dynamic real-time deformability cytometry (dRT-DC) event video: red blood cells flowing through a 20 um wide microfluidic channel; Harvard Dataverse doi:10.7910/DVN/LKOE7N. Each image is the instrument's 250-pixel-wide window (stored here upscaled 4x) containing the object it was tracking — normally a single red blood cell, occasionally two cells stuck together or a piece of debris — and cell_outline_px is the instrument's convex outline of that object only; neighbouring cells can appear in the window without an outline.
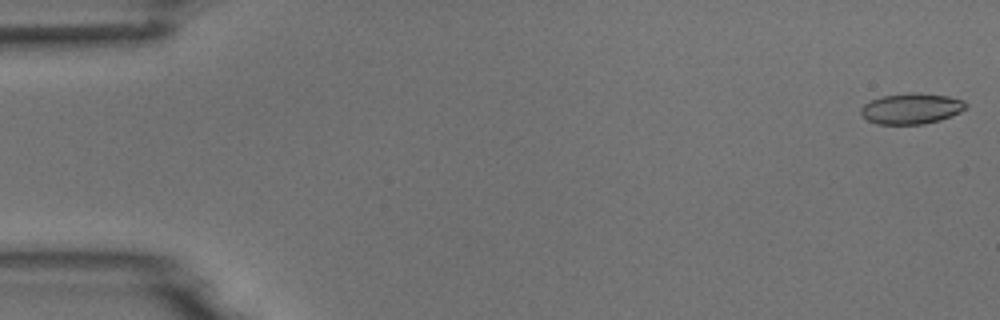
{"species": "common noctule bat (a hibernating species)", "species_latin": "Nyctalus noctula", "temperature_condition": "room temperature", "stored_images_in_passage": 4, "camera_frame_rate_fps": 3000, "um_per_image_px": 0.085, "animal": {"sex": "male", "body_mass_g": 18.8}, "frame": {"image": 1, "passage_image": 1, "time_ms": 0.0, "image_size_px": [1000, 320], "cell_outline_px": [[968, 104], [960, 112], [940, 120], [924, 124], [876, 124], [868, 120], [860, 112], [860, 108], [864, 104], [872, 100], [884, 96], [912, 92], [948, 96], [964, 100]], "centroid_in_image_um": [77.47, 9.23], "position_along_channel_um": 7.5, "area_um2": 18.67}}
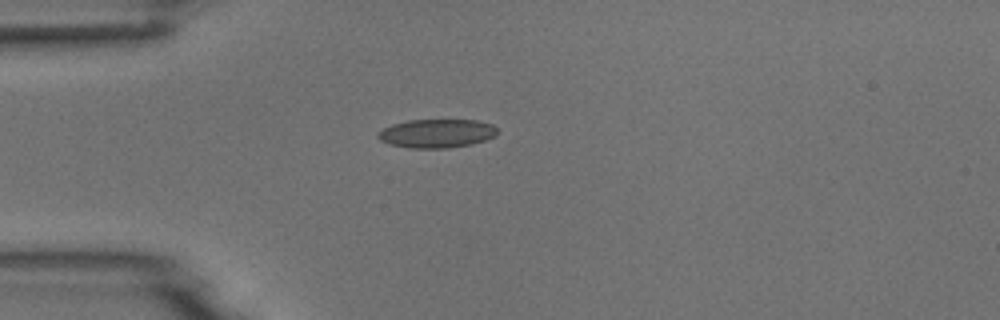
{"frame": {"image": 2, "passage_image": 4, "time_ms": 4.333, "image_size_px": [1000, 320], "cell_outline_px": [[496, 136], [472, 144], [448, 148], [408, 148], [388, 144], [380, 140], [376, 136], [376, 132], [392, 124], [408, 120], [476, 120], [492, 124], [496, 128]], "centroid_in_image_um": [37.08, 11.34], "position_along_channel_um": 47.9, "area_um2": 20.06}}